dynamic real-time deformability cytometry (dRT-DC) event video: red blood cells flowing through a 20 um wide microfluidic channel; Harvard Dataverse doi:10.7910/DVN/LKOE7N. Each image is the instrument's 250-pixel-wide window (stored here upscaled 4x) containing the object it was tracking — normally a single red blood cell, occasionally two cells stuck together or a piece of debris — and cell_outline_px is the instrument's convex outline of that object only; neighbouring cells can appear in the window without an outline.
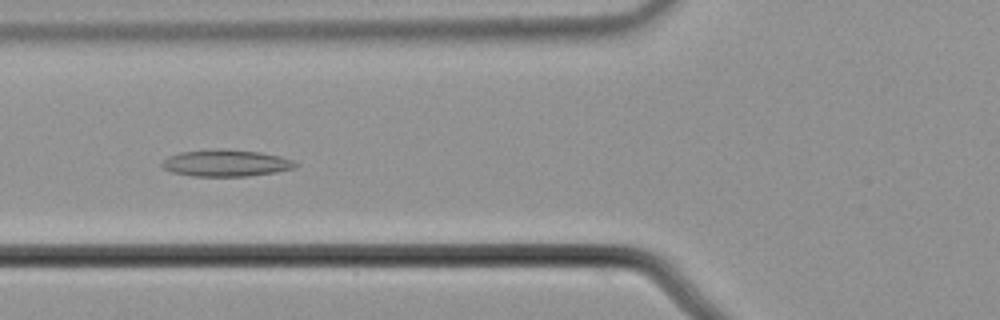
{"species": "common noctule bat (a hibernating species)", "species_latin": "Nyctalus noctula", "temperature_condition": "cold", "stored_images_in_passage": 44, "camera_frame_rate_fps": 3000, "um_per_image_px": 0.085, "animal": {"sex": "male", "body_mass_g": 21.5, "forearm_length_mm": 52.0}, "frame": {"image": 1, "passage_image": 9, "time_ms": 2.667, "image_size_px": [1000, 320], "cell_outline_px": [[300, 164], [296, 168], [276, 172], [248, 176], [192, 176], [172, 172], [164, 168], [160, 164], [168, 156], [180, 152], [220, 148], [260, 152], [280, 156], [292, 160]], "centroid_in_image_um": [19.23, 13.86], "position_along_channel_um": 106.6, "area_um2": 20.92}}
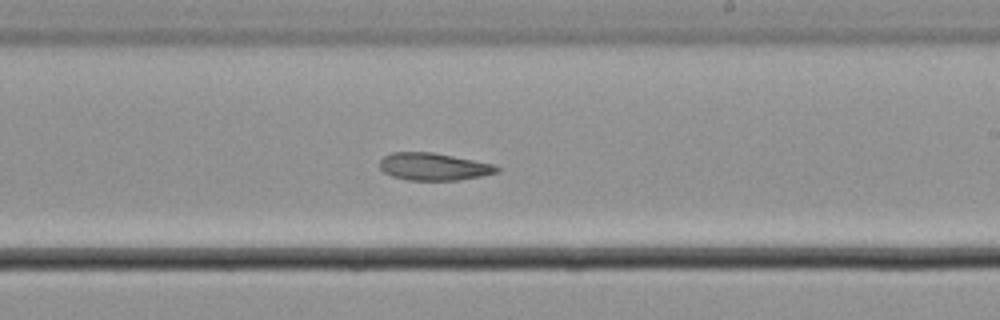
{"frame": {"image": 2, "passage_image": 21, "time_ms": 6.667, "image_size_px": [1000, 320], "cell_outline_px": [[500, 172], [460, 180], [408, 180], [392, 176], [384, 172], [380, 168], [380, 160], [384, 156], [392, 152], [432, 152], [496, 164], [500, 168]], "centroid_in_image_um": [36.89, 14.16], "position_along_channel_um": 252.1, "area_um2": 18.79}}
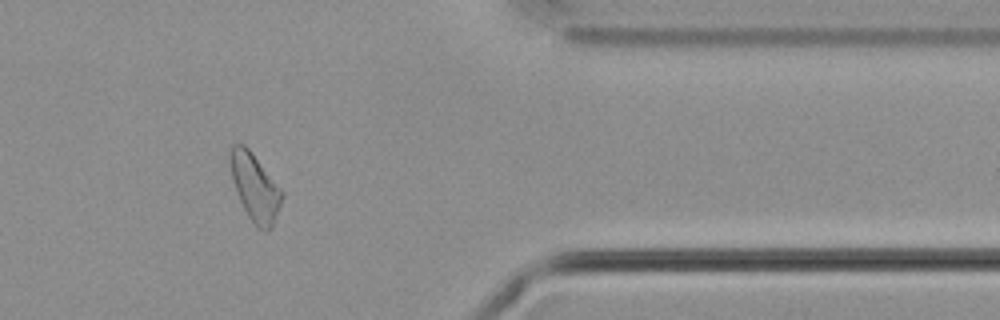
{"frame": {"image": 3, "passage_image": 34, "time_ms": 11.0, "image_size_px": [1000, 320], "cell_outline_px": [[284, 196], [272, 224], [268, 232], [264, 232], [256, 228], [248, 216], [240, 200], [232, 180], [228, 160], [228, 152], [232, 144], [244, 144], [252, 152], [284, 192]], "centroid_in_image_um": [21.64, 15.9], "position_along_channel_um": 389.8, "area_um2": 20.46}}